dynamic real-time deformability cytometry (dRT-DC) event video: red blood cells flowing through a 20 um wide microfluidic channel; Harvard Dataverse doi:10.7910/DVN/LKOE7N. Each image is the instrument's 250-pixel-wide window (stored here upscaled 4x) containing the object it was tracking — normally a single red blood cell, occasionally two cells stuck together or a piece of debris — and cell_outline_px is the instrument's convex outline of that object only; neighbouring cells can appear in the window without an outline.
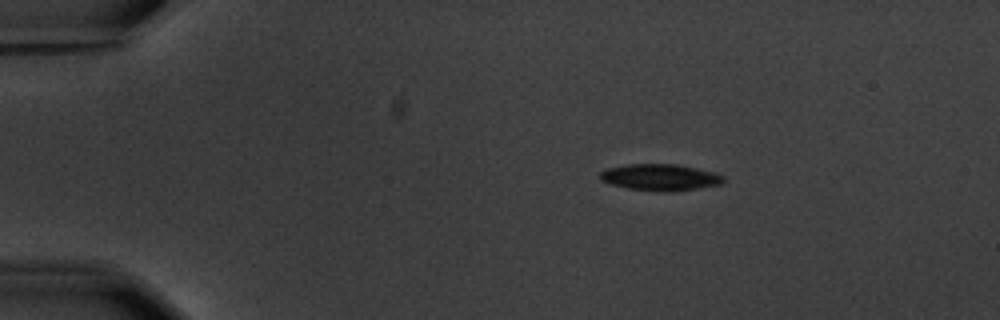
{"species": "common noctule bat (a hibernating species)", "species_latin": "Nyctalus noctula", "temperature_condition": "warm", "stored_images_in_passage": 3, "camera_frame_rate_fps": 3000, "um_per_image_px": 0.085, "animal": {"sex": "male", "body_mass_g": 20.1, "forearm_length_mm": 53.5}, "frame": {"image": 1, "passage_image": 1, "time_ms": 0.0, "image_size_px": [1000, 320], "cell_outline_px": [[724, 180], [720, 184], [700, 188], [672, 192], [664, 192], [628, 188], [612, 184], [600, 180], [600, 172], [604, 168], [628, 164], [676, 164], [696, 168], [712, 172], [724, 176]], "centroid_in_image_um": [56.09, 15.07], "position_along_channel_um": 28.9, "area_um2": 19.07}}